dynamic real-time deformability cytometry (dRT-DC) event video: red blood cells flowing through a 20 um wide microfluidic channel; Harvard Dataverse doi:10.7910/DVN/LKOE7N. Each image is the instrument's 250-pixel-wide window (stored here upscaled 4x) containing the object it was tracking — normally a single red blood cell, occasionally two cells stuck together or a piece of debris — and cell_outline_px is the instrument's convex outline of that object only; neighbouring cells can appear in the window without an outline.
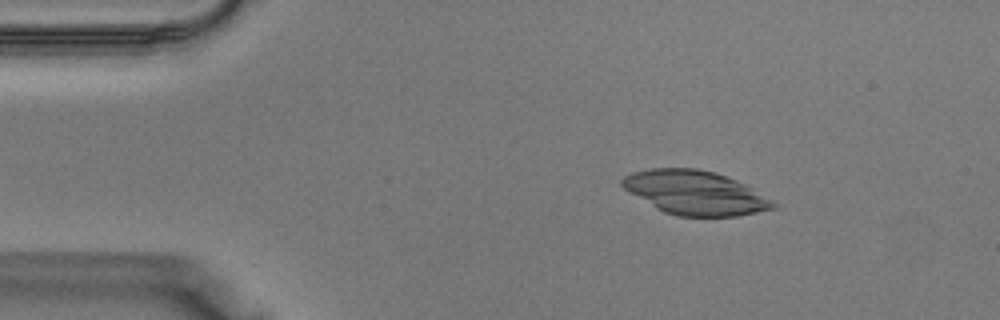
{"species": "Egyptian fruit bat (a non-hibernating species)", "species_latin": "Rousettus aegyptiacus", "temperature_condition": "warm", "stored_images_in_passage": 33, "camera_frame_rate_fps": 3000, "um_per_image_px": 0.085, "animal": {"sex": "male"}, "frame": {"image": 1, "passage_image": 1, "time_ms": 0.0, "image_size_px": [1000, 320], "cell_outline_px": [[780, 204], [776, 208], [736, 216], [676, 216], [664, 212], [656, 208], [624, 188], [620, 184], [620, 180], [624, 176], [632, 172], [648, 168], [696, 168], [716, 172], [736, 180], [752, 188]], "centroid_in_image_um": [59.1, 16.37], "position_along_channel_um": 25.9, "area_um2": 38.67}}